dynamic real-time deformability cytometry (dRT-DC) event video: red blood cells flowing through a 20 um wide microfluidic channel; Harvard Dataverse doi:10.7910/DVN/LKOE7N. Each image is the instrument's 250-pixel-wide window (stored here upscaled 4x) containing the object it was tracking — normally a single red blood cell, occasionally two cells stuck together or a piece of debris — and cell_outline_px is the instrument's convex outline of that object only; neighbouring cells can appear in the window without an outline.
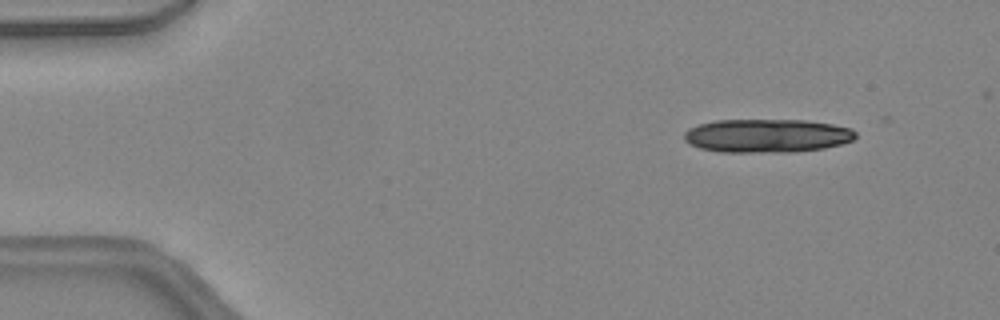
{"species": "common noctule bat (a hibernating species)", "species_latin": "Nyctalus noctula", "temperature_condition": "warm", "stored_images_in_passage": 18, "camera_frame_rate_fps": 3000, "um_per_image_px": 0.085, "animal": {"sex": "female", "body_mass_g": 24.6, "forearm_length_mm": 56.2}, "frame": {"image": 1, "passage_image": 3, "time_ms": 0.667, "image_size_px": [1000, 320], "cell_outline_px": [[856, 136], [852, 140], [840, 144], [824, 148], [796, 152], [720, 152], [700, 148], [688, 144], [684, 140], [684, 132], [688, 128], [700, 124], [716, 120], [804, 120], [832, 124], [852, 128], [856, 132]], "centroid_in_image_um": [65.17, 11.54], "position_along_channel_um": 19.8, "area_um2": 33.7}}